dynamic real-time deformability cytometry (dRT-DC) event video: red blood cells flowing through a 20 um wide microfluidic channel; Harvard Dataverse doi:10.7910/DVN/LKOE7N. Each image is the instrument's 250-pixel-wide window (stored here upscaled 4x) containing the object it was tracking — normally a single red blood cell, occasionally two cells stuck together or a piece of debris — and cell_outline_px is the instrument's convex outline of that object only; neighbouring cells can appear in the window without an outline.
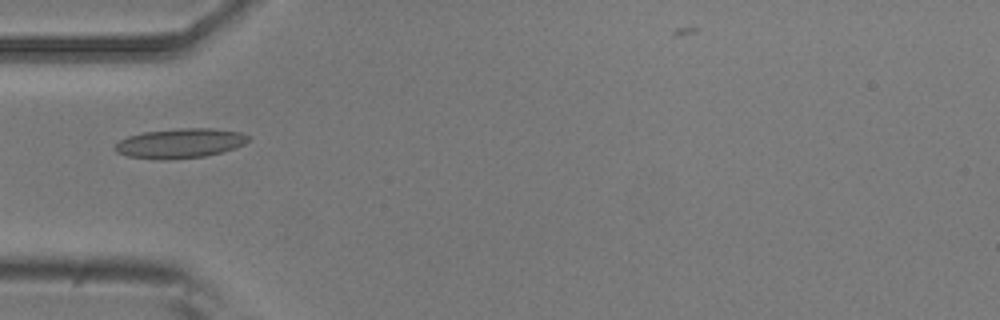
{"species": "common noctule bat (a hibernating species)", "species_latin": "Nyctalus noctula", "temperature_condition": "room temperature", "stored_images_in_passage": 7, "camera_frame_rate_fps": 3000, "um_per_image_px": 0.085, "animal": {"sex": "male", "body_mass_g": 20.5, "forearm_length_mm": 52.5}, "frame": {"image": 1, "passage_image": 4, "time_ms": 1.0, "image_size_px": [1000, 320], "cell_outline_px": [[252, 136], [244, 144], [236, 148], [204, 156], [172, 160], [160, 160], [128, 156], [116, 152], [112, 148], [120, 140], [128, 136], [144, 132], [176, 128], [212, 128], [240, 132]], "centroid_in_image_um": [15.3, 12.18], "position_along_channel_um": 69.7, "area_um2": 23.24}}
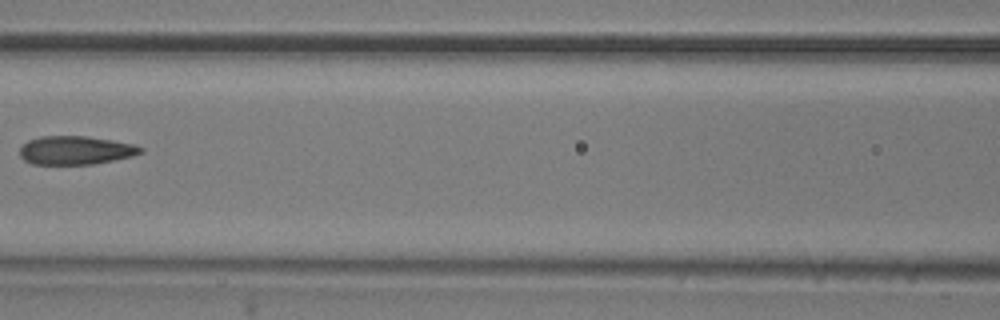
{"frame": {"image": 2, "passage_image": 6, "time_ms": 1.667, "image_size_px": [1000, 320], "cell_outline_px": [[144, 152], [132, 156], [116, 160], [92, 164], [32, 164], [24, 160], [20, 156], [20, 148], [28, 140], [40, 136], [88, 136], [112, 140], [132, 144], [144, 148]], "centroid_in_image_um": [6.43, 12.77], "position_along_channel_um": 160.2, "area_um2": 20.17}}
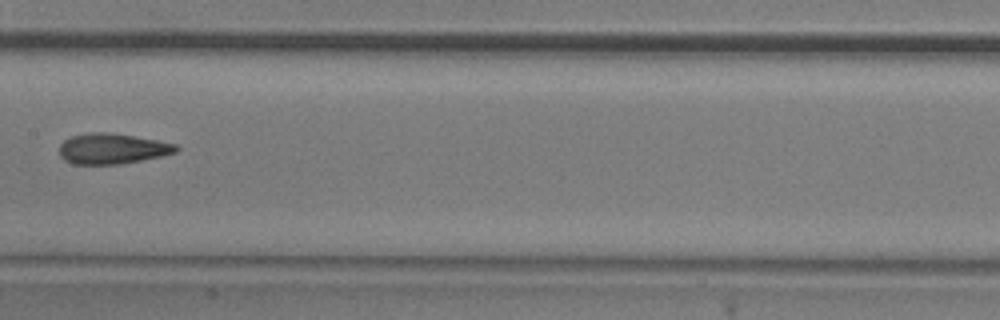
{"frame": {"image": 3, "passage_image": 7, "time_ms": 2.0, "image_size_px": [1000, 320], "cell_outline_px": [[180, 148], [176, 152], [160, 156], [120, 164], [72, 164], [64, 160], [60, 156], [60, 144], [64, 140], [72, 136], [88, 132], [108, 132], [156, 140], [176, 144]], "centroid_in_image_um": [9.51, 12.63], "position_along_channel_um": 197.9, "area_um2": 20.63}}